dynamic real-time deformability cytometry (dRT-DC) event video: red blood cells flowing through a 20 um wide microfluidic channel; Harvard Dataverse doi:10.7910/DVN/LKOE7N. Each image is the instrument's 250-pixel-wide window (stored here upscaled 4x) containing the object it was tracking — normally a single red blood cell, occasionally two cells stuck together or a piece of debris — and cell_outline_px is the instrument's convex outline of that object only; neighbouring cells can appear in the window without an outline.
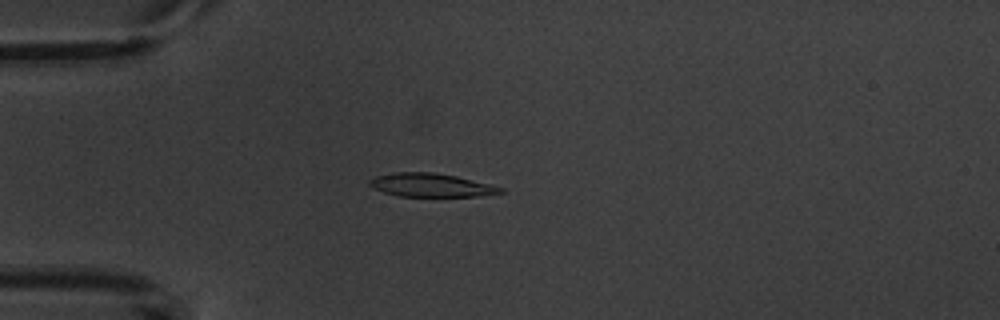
{"species": "common noctule bat (a hibernating species)", "species_latin": "Nyctalus noctula", "temperature_condition": "warm", "stored_images_in_passage": 5, "camera_frame_rate_fps": 3000, "um_per_image_px": 0.085, "animal": {"sex": "male", "body_mass_g": 20.1, "forearm_length_mm": 53.5}, "frame": {"image": 1, "passage_image": 4, "time_ms": 3.667, "image_size_px": [1000, 320], "cell_outline_px": [[504, 192], [480, 196], [400, 196], [384, 192], [368, 184], [368, 180], [376, 176], [392, 172], [432, 172], [456, 176], [504, 188]], "centroid_in_image_um": [36.62, 15.73], "position_along_channel_um": 48.4, "area_um2": 17.69}}